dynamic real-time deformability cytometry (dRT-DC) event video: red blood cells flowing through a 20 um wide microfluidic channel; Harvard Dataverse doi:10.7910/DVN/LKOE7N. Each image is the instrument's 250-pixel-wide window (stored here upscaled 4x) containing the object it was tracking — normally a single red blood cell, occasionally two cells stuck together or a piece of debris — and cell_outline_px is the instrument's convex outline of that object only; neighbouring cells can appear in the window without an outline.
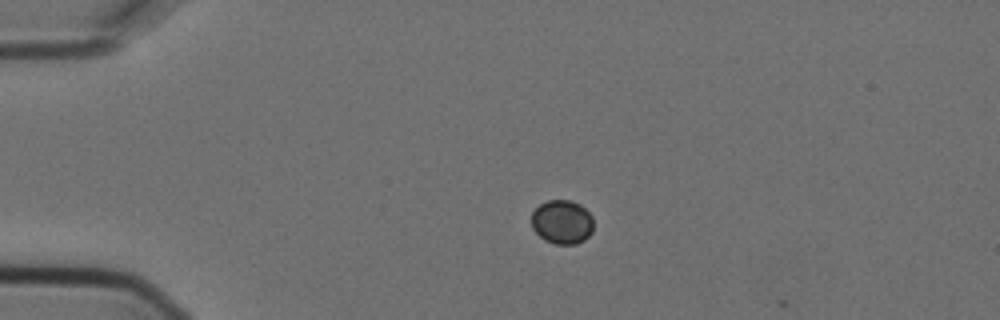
{"species": "Egyptian fruit bat (a non-hibernating species)", "species_latin": "Rousettus aegyptiacus", "temperature_condition": "cold", "stored_images_in_passage": 2, "camera_frame_rate_fps": 3000, "um_per_image_px": 0.085, "animal": {"sex": "female"}, "frame": {"image": 1, "passage_image": 1, "time_ms": 0.0, "image_size_px": [1000, 320], "cell_outline_px": [[592, 232], [584, 240], [576, 244], [556, 244], [544, 240], [532, 228], [532, 212], [540, 204], [548, 200], [572, 200], [580, 204], [592, 216]], "centroid_in_image_um": [47.77, 18.86], "position_along_channel_um": 37.2, "area_um2": 15.9}}